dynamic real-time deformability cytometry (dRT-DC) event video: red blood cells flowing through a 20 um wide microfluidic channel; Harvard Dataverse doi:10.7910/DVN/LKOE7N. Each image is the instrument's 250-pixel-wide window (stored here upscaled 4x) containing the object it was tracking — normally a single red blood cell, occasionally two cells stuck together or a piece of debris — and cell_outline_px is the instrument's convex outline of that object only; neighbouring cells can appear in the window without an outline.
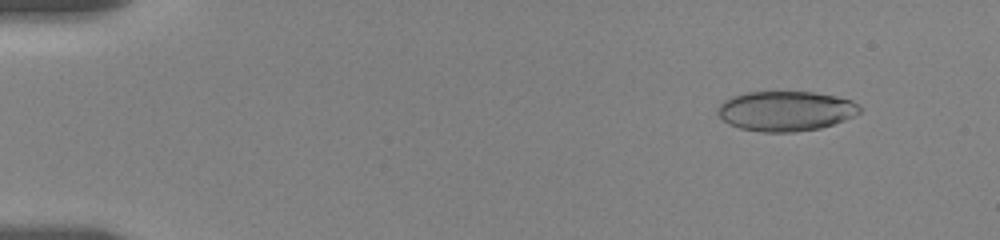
{"species": "human", "species_latin": "Homo sapiens", "temperature_condition": "room temperature", "stored_images_in_passage": 13, "camera_frame_rate_fps": 3000, "um_per_image_px": 0.085, "donor": {"sex": "female"}, "frame": {"image": 1, "passage_image": 1, "time_ms": 0.0, "image_size_px": [1000, 240], "cell_outline_px": [[860, 112], [844, 120], [820, 128], [796, 132], [760, 132], [740, 128], [728, 124], [716, 112], [716, 108], [724, 100], [732, 96], [748, 92], [812, 92], [836, 96], [852, 100], [860, 108]], "centroid_in_image_um": [66.75, 9.44], "position_along_channel_um": 18.3, "area_um2": 33.0}}
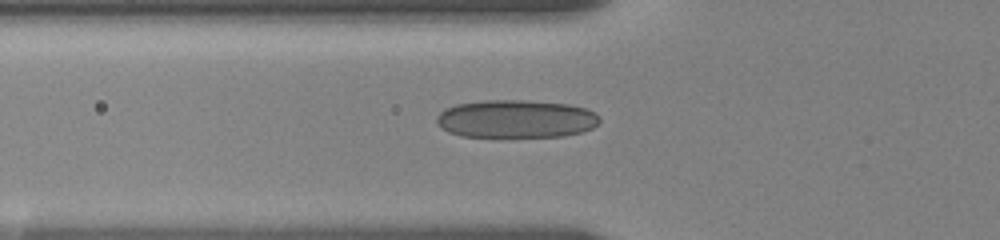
{"frame": {"image": 2, "passage_image": 8, "time_ms": 5.0, "image_size_px": [1000, 240], "cell_outline_px": [[600, 120], [592, 128], [580, 132], [564, 136], [460, 136], [448, 132], [440, 128], [436, 124], [436, 116], [444, 108], [456, 104], [488, 100], [524, 100], [568, 104], [584, 108], [600, 116]], "centroid_in_image_um": [43.8, 10.1], "position_along_channel_um": 82.0, "area_um2": 36.01}}
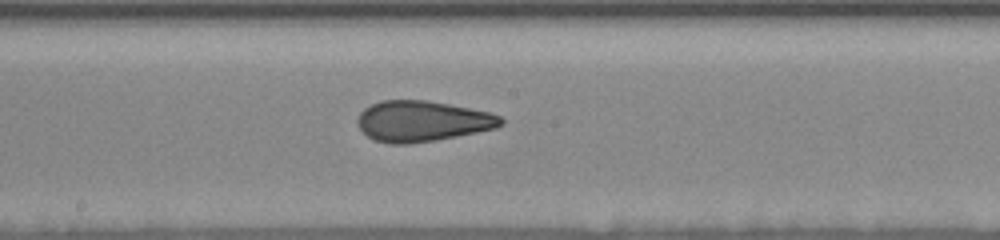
{"frame": {"image": 3, "passage_image": 13, "time_ms": 8.667, "image_size_px": [1000, 240], "cell_outline_px": [[504, 124], [496, 128], [436, 140], [408, 144], [388, 144], [372, 140], [360, 128], [356, 120], [360, 112], [364, 108], [380, 100], [424, 100], [448, 104], [492, 112], [500, 116], [504, 120]], "centroid_in_image_um": [35.88, 10.3], "position_along_channel_um": 212.3, "area_um2": 34.16}}